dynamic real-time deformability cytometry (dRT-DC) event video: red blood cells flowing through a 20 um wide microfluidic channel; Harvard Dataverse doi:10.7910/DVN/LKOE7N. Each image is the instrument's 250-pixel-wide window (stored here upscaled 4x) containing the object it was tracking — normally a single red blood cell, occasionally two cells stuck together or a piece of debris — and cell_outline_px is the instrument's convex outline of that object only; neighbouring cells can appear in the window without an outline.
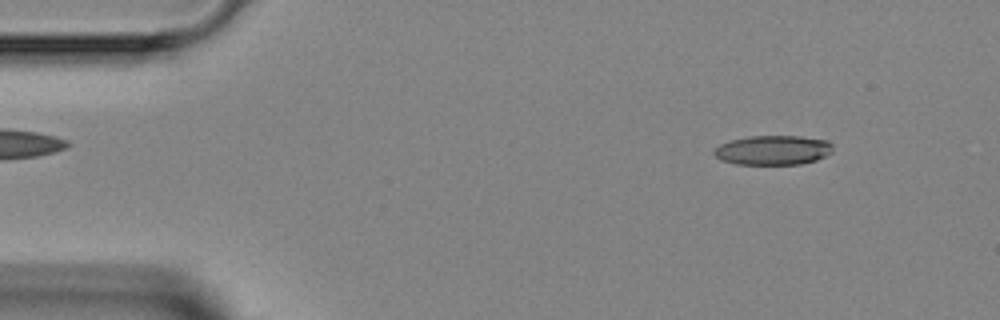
{"species": "Egyptian fruit bat (a non-hibernating species)", "species_latin": "Rousettus aegyptiacus", "temperature_condition": "room temperature", "stored_images_in_passage": 3, "segment_of_instrument_passage": [2, 2], "camera_frame_rate_fps": 3000, "um_per_image_px": 0.085, "animal": {"sex": "female"}, "frame": {"image": 1, "passage_image": 3, "time_ms": 3.0, "image_size_px": [1000, 320], "cell_outline_px": [[832, 152], [816, 160], [800, 164], [736, 164], [720, 160], [712, 152], [720, 144], [728, 140], [748, 136], [800, 136], [828, 140], [832, 144]], "centroid_in_image_um": [65.69, 12.75], "position_along_channel_um": 19.3, "area_um2": 20.52}}